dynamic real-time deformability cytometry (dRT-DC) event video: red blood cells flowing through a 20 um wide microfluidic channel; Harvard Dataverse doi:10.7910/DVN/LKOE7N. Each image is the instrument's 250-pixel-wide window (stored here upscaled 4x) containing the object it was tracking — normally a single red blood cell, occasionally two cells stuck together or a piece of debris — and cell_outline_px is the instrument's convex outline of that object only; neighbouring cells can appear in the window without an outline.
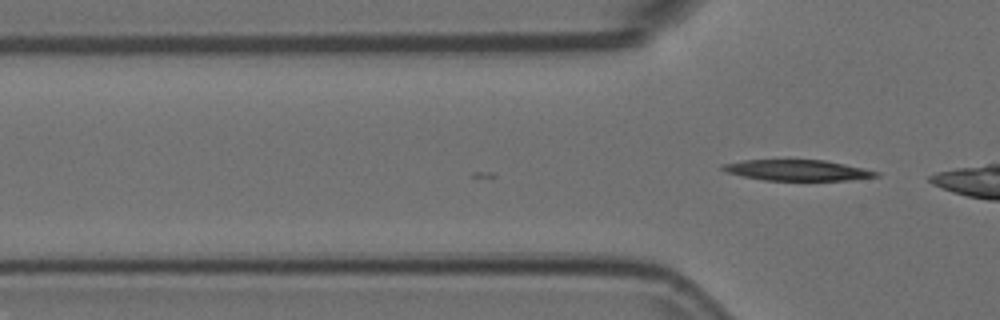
{"species": "Egyptian fruit bat (a non-hibernating species)", "species_latin": "Rousettus aegyptiacus", "temperature_condition": "room temperature", "stored_images_in_passage": 12, "camera_frame_rate_fps": 3000, "um_per_image_px": 0.085, "animal": {"sex": "female"}, "frame": {"image": 1, "passage_image": 12, "time_ms": 3.667, "image_size_px": [1000, 320], "cell_outline_px": [[880, 176], [848, 180], [764, 180], [744, 176], [728, 172], [720, 168], [720, 164], [744, 160], [824, 160], [864, 168], [880, 172]], "centroid_in_image_um": [67.79, 14.46], "position_along_channel_um": 58.0, "area_um2": 18.44}}